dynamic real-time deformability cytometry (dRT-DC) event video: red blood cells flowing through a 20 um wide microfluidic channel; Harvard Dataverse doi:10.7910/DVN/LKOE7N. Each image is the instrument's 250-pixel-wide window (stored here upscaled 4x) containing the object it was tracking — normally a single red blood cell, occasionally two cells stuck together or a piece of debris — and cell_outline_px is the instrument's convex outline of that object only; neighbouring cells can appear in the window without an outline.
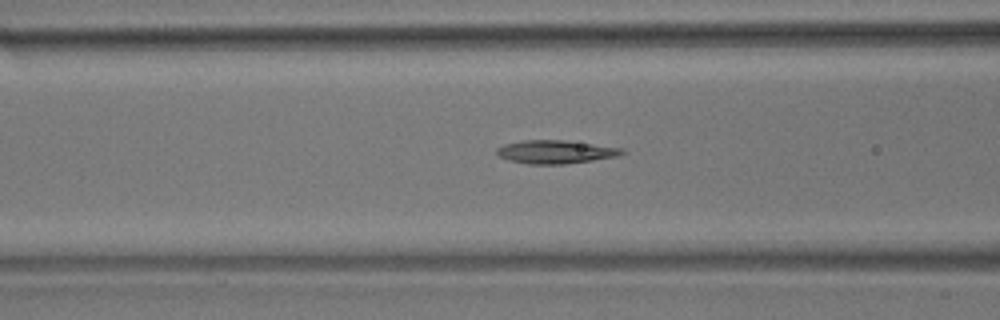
{"species": "common noctule bat (a hibernating species)", "species_latin": "Nyctalus noctula", "temperature_condition": "room temperature", "stored_images_in_passage": 28, "camera_frame_rate_fps": 3000, "um_per_image_px": 0.085, "animal": {"sex": "male", "body_mass_g": 17.9}, "frame": {"image": 1, "passage_image": 7, "time_ms": 2.0, "image_size_px": [1000, 320], "cell_outline_px": [[624, 152], [620, 156], [564, 164], [528, 164], [508, 160], [500, 156], [496, 152], [496, 148], [504, 144], [524, 140], [564, 140], [624, 148]], "centroid_in_image_um": [47.22, 12.91], "position_along_channel_um": 119.4, "area_um2": 16.99}}
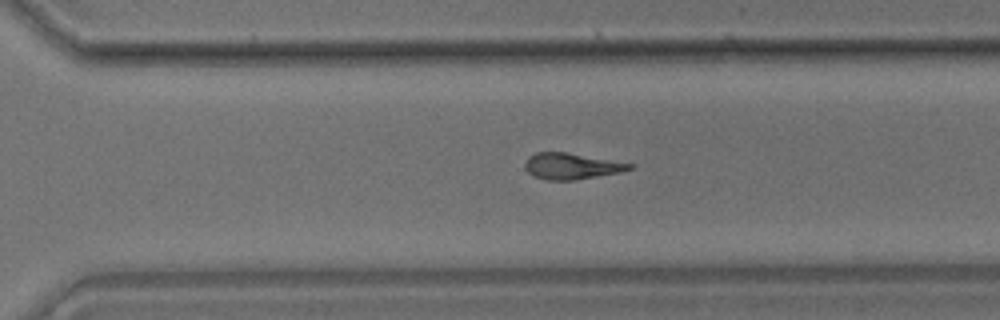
{"frame": {"image": 2, "passage_image": 23, "time_ms": 7.333, "image_size_px": [1000, 320], "cell_outline_px": [[636, 164], [632, 168], [620, 172], [576, 180], [548, 180], [536, 176], [528, 172], [524, 168], [524, 164], [528, 156], [536, 152], [568, 152]], "centroid_in_image_um": [48.58, 14.11], "position_along_channel_um": 322.0, "area_um2": 16.01}}
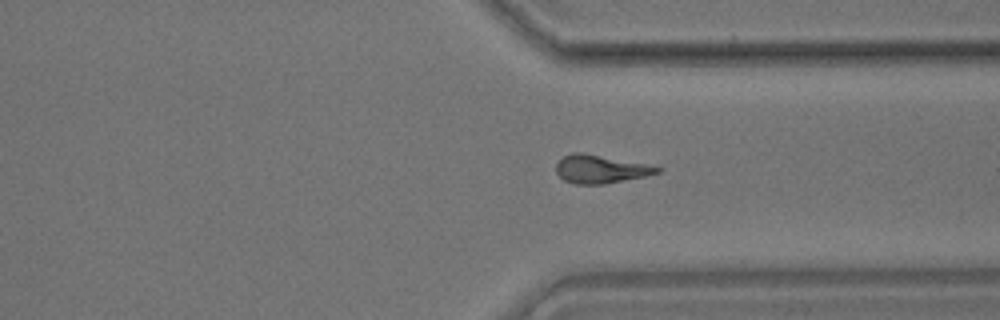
{"frame": {"image": 3, "passage_image": 26, "time_ms": 8.333, "image_size_px": [1000, 320], "cell_outline_px": [[664, 168], [660, 172], [644, 176], [604, 184], [576, 184], [564, 180], [556, 172], [556, 164], [564, 156], [572, 152], [584, 152]], "centroid_in_image_um": [51.01, 14.37], "position_along_channel_um": 360.4, "area_um2": 16.42}}